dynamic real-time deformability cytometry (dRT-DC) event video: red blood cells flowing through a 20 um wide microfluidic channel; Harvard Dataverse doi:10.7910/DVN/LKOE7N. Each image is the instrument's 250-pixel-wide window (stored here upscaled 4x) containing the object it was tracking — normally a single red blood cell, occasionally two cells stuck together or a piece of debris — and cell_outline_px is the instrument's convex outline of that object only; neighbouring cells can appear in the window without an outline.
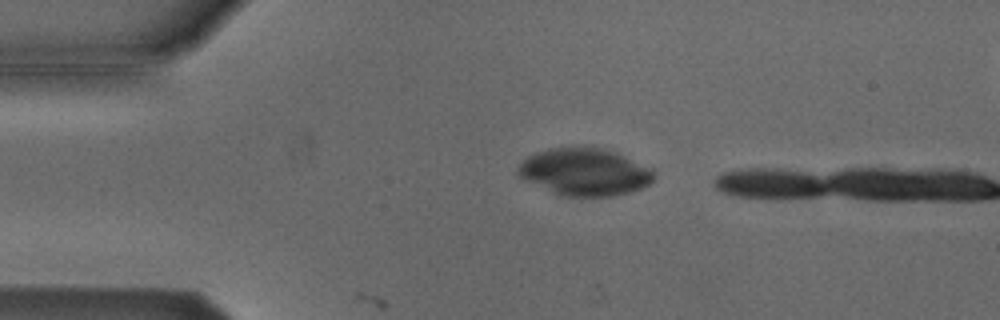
{"species": "Egyptian fruit bat (a non-hibernating species)", "species_latin": "Rousettus aegyptiacus", "temperature_condition": "cold", "stored_images_in_passage": 7, "camera_frame_rate_fps": 3000, "um_per_image_px": 0.085, "animal": {"sex": "male"}, "frame": {"image": 1, "passage_image": 2, "time_ms": 0.333, "image_size_px": [1000, 320], "cell_outline_px": [[656, 172], [652, 180], [648, 184], [640, 188], [628, 192], [612, 196], [564, 196], [528, 180], [520, 176], [516, 172], [516, 168], [528, 156], [536, 152], [548, 148], [600, 148], [616, 152], [652, 168]], "centroid_in_image_um": [49.73, 14.61], "position_along_channel_um": 35.3, "area_um2": 36.76}}
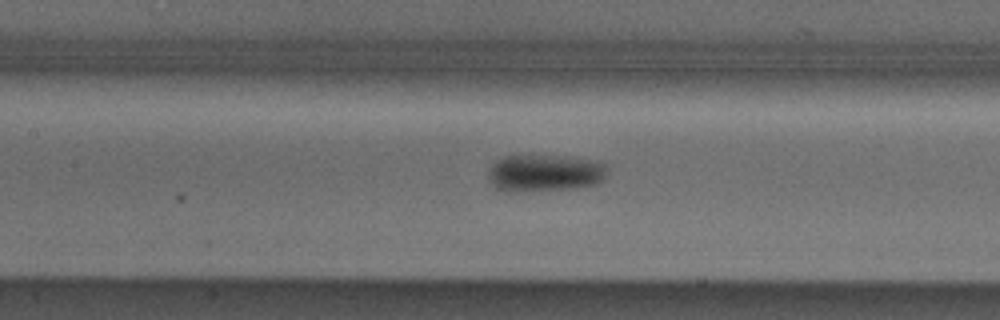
{"frame": {"image": 2, "passage_image": 7, "time_ms": 2.0, "image_size_px": [1000, 320], "cell_outline_px": [[608, 168], [604, 180], [600, 184], [576, 188], [508, 192], [496, 188], [488, 180], [488, 168], [496, 160], [504, 156], [564, 156], [596, 160], [608, 164]], "centroid_in_image_um": [46.34, 14.71], "position_along_channel_um": 161.1, "area_um2": 26.18}}